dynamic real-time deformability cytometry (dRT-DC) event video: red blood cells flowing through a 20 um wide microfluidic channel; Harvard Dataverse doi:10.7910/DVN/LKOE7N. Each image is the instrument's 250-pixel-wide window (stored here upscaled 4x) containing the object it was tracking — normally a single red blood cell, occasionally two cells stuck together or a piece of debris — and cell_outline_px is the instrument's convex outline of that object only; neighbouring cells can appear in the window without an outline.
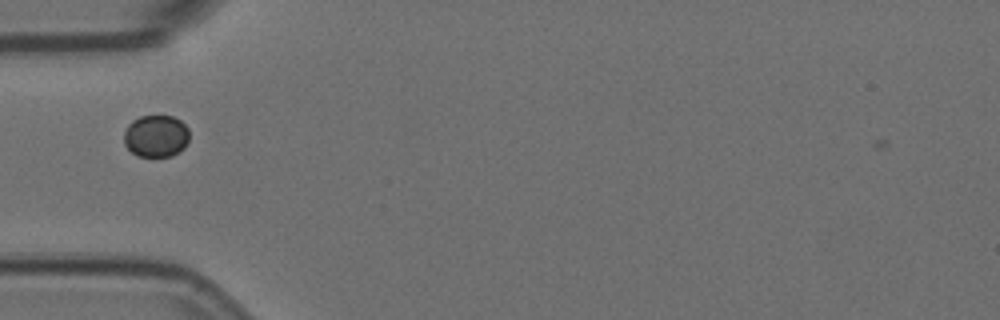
{"species": "Egyptian fruit bat (a non-hibernating species)", "species_latin": "Rousettus aegyptiacus", "temperature_condition": "room temperature", "stored_images_in_passage": 5, "camera_frame_rate_fps": 3000, "um_per_image_px": 0.085, "animal": {"sex": "female"}, "frame": {"image": 1, "passage_image": 1, "time_ms": 0.0, "image_size_px": [1000, 320], "cell_outline_px": [[188, 140], [184, 148], [172, 156], [136, 156], [124, 144], [124, 132], [128, 124], [132, 120], [140, 116], [172, 116], [180, 120], [188, 128]], "centroid_in_image_um": [13.25, 11.56], "position_along_channel_um": 71.8, "area_um2": 16.07}}
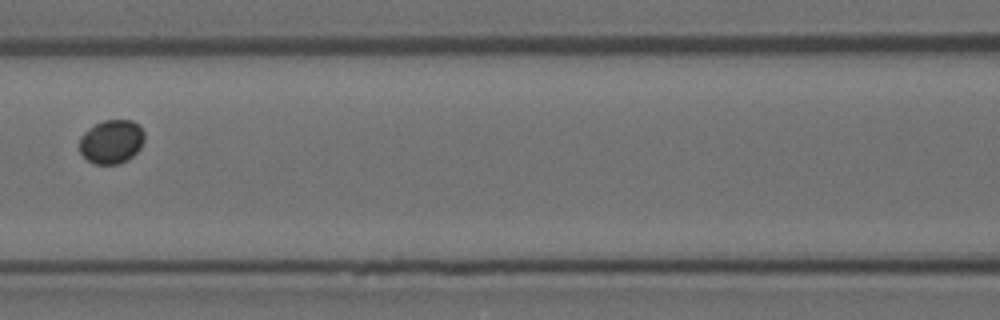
{"frame": {"image": 2, "passage_image": 3, "time_ms": 0.667, "image_size_px": [1000, 320], "cell_outline_px": [[144, 140], [140, 148], [128, 160], [116, 164], [92, 164], [80, 152], [80, 136], [88, 128], [104, 120], [132, 120], [140, 124], [144, 132]], "centroid_in_image_um": [9.49, 12.03], "position_along_channel_um": 157.1, "area_um2": 16.7}}
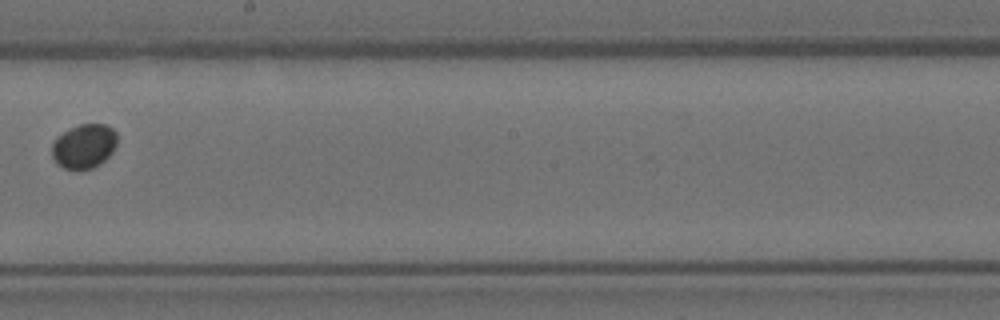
{"frame": {"image": 3, "passage_image": 5, "time_ms": 1.333, "image_size_px": [1000, 320], "cell_outline_px": [[116, 144], [112, 152], [100, 164], [92, 168], [64, 168], [56, 164], [52, 156], [52, 144], [56, 136], [80, 124], [104, 124], [112, 128], [116, 132]], "centroid_in_image_um": [7.13, 12.41], "position_along_channel_um": 241.1, "area_um2": 16.65}}